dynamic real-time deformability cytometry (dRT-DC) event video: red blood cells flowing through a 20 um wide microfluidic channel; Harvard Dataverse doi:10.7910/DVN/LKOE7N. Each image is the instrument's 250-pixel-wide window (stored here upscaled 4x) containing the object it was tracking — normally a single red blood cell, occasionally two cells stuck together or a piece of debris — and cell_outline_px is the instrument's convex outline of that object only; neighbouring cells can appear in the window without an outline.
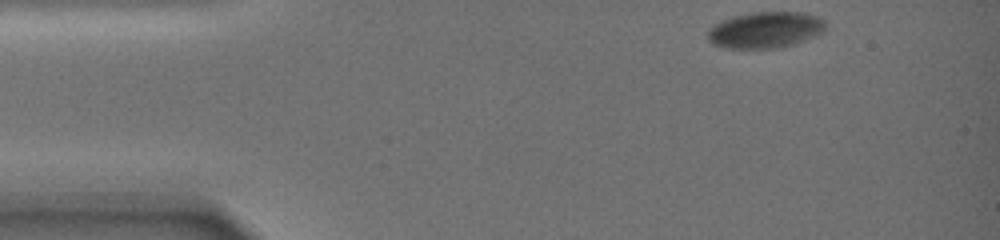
{"species": "common noctule bat (a hibernating species)", "species_latin": "Nyctalus noctula", "temperature_condition": "warm", "stored_images_in_passage": 74, "camera_frame_rate_fps": 3000, "um_per_image_px": 0.085, "animal": {"sex": "female", "body_mass_g": 19.0, "forearm_length_mm": 51.5}, "frame": {"image": 1, "passage_image": 1, "time_ms": 0.0, "image_size_px": [1000, 240], "cell_outline_px": [[828, 28], [816, 36], [792, 44], [776, 48], [728, 48], [712, 44], [708, 40], [708, 28], [712, 24], [720, 20], [732, 16], [752, 12], [804, 12], [820, 16], [824, 20]], "centroid_in_image_um": [65.06, 2.52], "position_along_channel_um": 19.9, "area_um2": 25.26}}
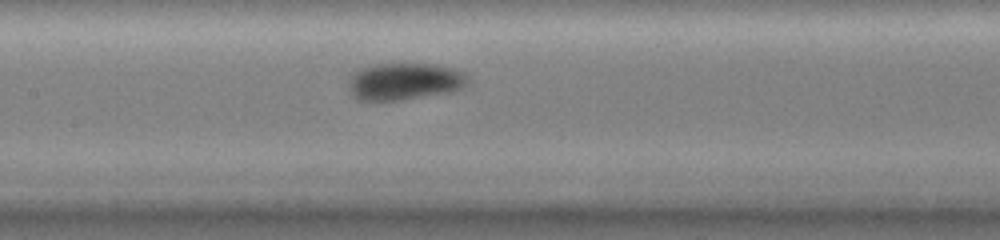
{"frame": {"image": 2, "passage_image": 34, "time_ms": 7.333, "image_size_px": [1000, 240], "cell_outline_px": [[472, 80], [464, 88], [448, 92], [400, 100], [356, 100], [348, 92], [348, 80], [360, 68], [380, 64], [432, 64], [456, 68], [464, 72]], "centroid_in_image_um": [34.41, 6.92], "position_along_channel_um": 173.0, "area_um2": 26.01}}
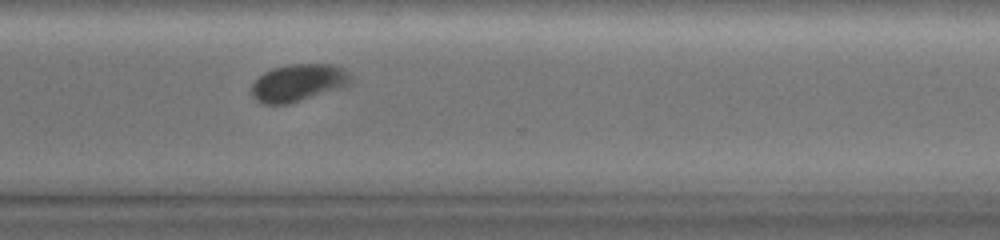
{"frame": {"image": 3, "passage_image": 59, "time_ms": 12.667, "image_size_px": [1000, 240], "cell_outline_px": [[352, 84], [340, 88], [288, 104], [260, 104], [252, 96], [252, 84], [264, 72], [272, 68], [288, 64], [332, 64], [344, 68], [352, 76]], "centroid_in_image_um": [25.37, 7.03], "position_along_channel_um": 345.2, "area_um2": 21.68}, "authors_computed_cell_mechanics": {"area_um2": 25.2008, "velocity_mm_per_s": 3.2262, "shape_relaxation_time_tau1_ms": 5.1958, "shape_relaxation_time_tau2_ms": null, "deformation_change_tau1": 0.1035, "deformation_change_tau2": null}}